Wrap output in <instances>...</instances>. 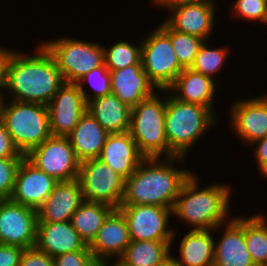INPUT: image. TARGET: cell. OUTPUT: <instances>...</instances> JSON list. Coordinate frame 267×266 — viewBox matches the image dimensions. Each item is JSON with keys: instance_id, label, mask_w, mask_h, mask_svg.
Returning <instances> with one entry per match:
<instances>
[{"instance_id": "cell-32", "label": "cell", "mask_w": 267, "mask_h": 266, "mask_svg": "<svg viewBox=\"0 0 267 266\" xmlns=\"http://www.w3.org/2000/svg\"><path fill=\"white\" fill-rule=\"evenodd\" d=\"M158 26L170 37L173 51L180 65L183 68H190L204 40L187 33L173 30L164 21Z\"/></svg>"}, {"instance_id": "cell-38", "label": "cell", "mask_w": 267, "mask_h": 266, "mask_svg": "<svg viewBox=\"0 0 267 266\" xmlns=\"http://www.w3.org/2000/svg\"><path fill=\"white\" fill-rule=\"evenodd\" d=\"M25 155L15 147L11 135L0 119V158H24Z\"/></svg>"}, {"instance_id": "cell-36", "label": "cell", "mask_w": 267, "mask_h": 266, "mask_svg": "<svg viewBox=\"0 0 267 266\" xmlns=\"http://www.w3.org/2000/svg\"><path fill=\"white\" fill-rule=\"evenodd\" d=\"M54 262L55 266H99L88 245L83 250L57 255Z\"/></svg>"}, {"instance_id": "cell-24", "label": "cell", "mask_w": 267, "mask_h": 266, "mask_svg": "<svg viewBox=\"0 0 267 266\" xmlns=\"http://www.w3.org/2000/svg\"><path fill=\"white\" fill-rule=\"evenodd\" d=\"M109 133L86 111L67 136L80 162L98 158Z\"/></svg>"}, {"instance_id": "cell-40", "label": "cell", "mask_w": 267, "mask_h": 266, "mask_svg": "<svg viewBox=\"0 0 267 266\" xmlns=\"http://www.w3.org/2000/svg\"><path fill=\"white\" fill-rule=\"evenodd\" d=\"M254 146L252 152L255 159L256 169L260 171L267 164V136L253 142Z\"/></svg>"}, {"instance_id": "cell-7", "label": "cell", "mask_w": 267, "mask_h": 266, "mask_svg": "<svg viewBox=\"0 0 267 266\" xmlns=\"http://www.w3.org/2000/svg\"><path fill=\"white\" fill-rule=\"evenodd\" d=\"M56 61L65 83H76L85 74L104 64V48L100 43L59 36L42 40Z\"/></svg>"}, {"instance_id": "cell-6", "label": "cell", "mask_w": 267, "mask_h": 266, "mask_svg": "<svg viewBox=\"0 0 267 266\" xmlns=\"http://www.w3.org/2000/svg\"><path fill=\"white\" fill-rule=\"evenodd\" d=\"M165 112L166 90H158L131 108L129 133L145 158L175 156L168 147Z\"/></svg>"}, {"instance_id": "cell-25", "label": "cell", "mask_w": 267, "mask_h": 266, "mask_svg": "<svg viewBox=\"0 0 267 266\" xmlns=\"http://www.w3.org/2000/svg\"><path fill=\"white\" fill-rule=\"evenodd\" d=\"M214 231L189 230L180 239L179 252L171 256L182 266H213L214 264Z\"/></svg>"}, {"instance_id": "cell-44", "label": "cell", "mask_w": 267, "mask_h": 266, "mask_svg": "<svg viewBox=\"0 0 267 266\" xmlns=\"http://www.w3.org/2000/svg\"><path fill=\"white\" fill-rule=\"evenodd\" d=\"M161 266H182L172 256H170Z\"/></svg>"}, {"instance_id": "cell-27", "label": "cell", "mask_w": 267, "mask_h": 266, "mask_svg": "<svg viewBox=\"0 0 267 266\" xmlns=\"http://www.w3.org/2000/svg\"><path fill=\"white\" fill-rule=\"evenodd\" d=\"M171 244L172 241H131L120 258L132 266H161L174 253Z\"/></svg>"}, {"instance_id": "cell-16", "label": "cell", "mask_w": 267, "mask_h": 266, "mask_svg": "<svg viewBox=\"0 0 267 266\" xmlns=\"http://www.w3.org/2000/svg\"><path fill=\"white\" fill-rule=\"evenodd\" d=\"M213 231L218 234L223 231L221 237L217 238L214 234L213 266H255L244 238V215H234L228 222L220 224Z\"/></svg>"}, {"instance_id": "cell-41", "label": "cell", "mask_w": 267, "mask_h": 266, "mask_svg": "<svg viewBox=\"0 0 267 266\" xmlns=\"http://www.w3.org/2000/svg\"><path fill=\"white\" fill-rule=\"evenodd\" d=\"M201 0H152V4L156 7L164 8L163 10H171L172 8L183 5V4H190V3H195Z\"/></svg>"}, {"instance_id": "cell-8", "label": "cell", "mask_w": 267, "mask_h": 266, "mask_svg": "<svg viewBox=\"0 0 267 266\" xmlns=\"http://www.w3.org/2000/svg\"><path fill=\"white\" fill-rule=\"evenodd\" d=\"M141 62L148 79L158 90H167L184 69L173 51L170 37L159 27L140 39Z\"/></svg>"}, {"instance_id": "cell-35", "label": "cell", "mask_w": 267, "mask_h": 266, "mask_svg": "<svg viewBox=\"0 0 267 266\" xmlns=\"http://www.w3.org/2000/svg\"><path fill=\"white\" fill-rule=\"evenodd\" d=\"M23 158H0V200L10 199L15 177Z\"/></svg>"}, {"instance_id": "cell-29", "label": "cell", "mask_w": 267, "mask_h": 266, "mask_svg": "<svg viewBox=\"0 0 267 266\" xmlns=\"http://www.w3.org/2000/svg\"><path fill=\"white\" fill-rule=\"evenodd\" d=\"M244 238L246 247L255 266L267 262V216L256 212L244 216Z\"/></svg>"}, {"instance_id": "cell-43", "label": "cell", "mask_w": 267, "mask_h": 266, "mask_svg": "<svg viewBox=\"0 0 267 266\" xmlns=\"http://www.w3.org/2000/svg\"><path fill=\"white\" fill-rule=\"evenodd\" d=\"M99 266H132V265L126 263L121 258H115V259L108 260L104 263H101Z\"/></svg>"}, {"instance_id": "cell-45", "label": "cell", "mask_w": 267, "mask_h": 266, "mask_svg": "<svg viewBox=\"0 0 267 266\" xmlns=\"http://www.w3.org/2000/svg\"><path fill=\"white\" fill-rule=\"evenodd\" d=\"M263 178H267V164L258 172Z\"/></svg>"}, {"instance_id": "cell-20", "label": "cell", "mask_w": 267, "mask_h": 266, "mask_svg": "<svg viewBox=\"0 0 267 266\" xmlns=\"http://www.w3.org/2000/svg\"><path fill=\"white\" fill-rule=\"evenodd\" d=\"M98 158L126 180L145 156L139 151L129 131H126L109 133Z\"/></svg>"}, {"instance_id": "cell-9", "label": "cell", "mask_w": 267, "mask_h": 266, "mask_svg": "<svg viewBox=\"0 0 267 266\" xmlns=\"http://www.w3.org/2000/svg\"><path fill=\"white\" fill-rule=\"evenodd\" d=\"M84 201L103 203L118 209L125 193V179L99 158L80 163L77 179Z\"/></svg>"}, {"instance_id": "cell-30", "label": "cell", "mask_w": 267, "mask_h": 266, "mask_svg": "<svg viewBox=\"0 0 267 266\" xmlns=\"http://www.w3.org/2000/svg\"><path fill=\"white\" fill-rule=\"evenodd\" d=\"M210 40H206L200 46L198 53L195 57L193 65L190 67L193 71L201 73L207 77L212 78L219 83V71L222 72V67L226 63L231 50L227 46L211 47ZM218 74V76H217Z\"/></svg>"}, {"instance_id": "cell-17", "label": "cell", "mask_w": 267, "mask_h": 266, "mask_svg": "<svg viewBox=\"0 0 267 266\" xmlns=\"http://www.w3.org/2000/svg\"><path fill=\"white\" fill-rule=\"evenodd\" d=\"M57 183L54 177L39 170L24 157L18 167L10 199L37 210L52 193Z\"/></svg>"}, {"instance_id": "cell-5", "label": "cell", "mask_w": 267, "mask_h": 266, "mask_svg": "<svg viewBox=\"0 0 267 266\" xmlns=\"http://www.w3.org/2000/svg\"><path fill=\"white\" fill-rule=\"evenodd\" d=\"M0 119L15 147L25 156L52 136L44 104L1 99Z\"/></svg>"}, {"instance_id": "cell-22", "label": "cell", "mask_w": 267, "mask_h": 266, "mask_svg": "<svg viewBox=\"0 0 267 266\" xmlns=\"http://www.w3.org/2000/svg\"><path fill=\"white\" fill-rule=\"evenodd\" d=\"M110 75L111 93L131 108L158 91L148 79L142 64L110 71Z\"/></svg>"}, {"instance_id": "cell-15", "label": "cell", "mask_w": 267, "mask_h": 266, "mask_svg": "<svg viewBox=\"0 0 267 266\" xmlns=\"http://www.w3.org/2000/svg\"><path fill=\"white\" fill-rule=\"evenodd\" d=\"M217 5L216 0H201L195 3L179 5L169 11L166 10L167 15H171L167 16L164 22L173 30L187 33L206 41L213 38L212 32H214Z\"/></svg>"}, {"instance_id": "cell-14", "label": "cell", "mask_w": 267, "mask_h": 266, "mask_svg": "<svg viewBox=\"0 0 267 266\" xmlns=\"http://www.w3.org/2000/svg\"><path fill=\"white\" fill-rule=\"evenodd\" d=\"M88 103L75 83H64L47 104L52 136L67 137L87 111Z\"/></svg>"}, {"instance_id": "cell-34", "label": "cell", "mask_w": 267, "mask_h": 266, "mask_svg": "<svg viewBox=\"0 0 267 266\" xmlns=\"http://www.w3.org/2000/svg\"><path fill=\"white\" fill-rule=\"evenodd\" d=\"M234 3V4H233ZM232 17L242 21L259 22L266 25L267 3L265 0H233L230 8Z\"/></svg>"}, {"instance_id": "cell-1", "label": "cell", "mask_w": 267, "mask_h": 266, "mask_svg": "<svg viewBox=\"0 0 267 266\" xmlns=\"http://www.w3.org/2000/svg\"><path fill=\"white\" fill-rule=\"evenodd\" d=\"M35 49L30 55L11 49L5 64L2 99L47 105L64 85L51 53L41 42Z\"/></svg>"}, {"instance_id": "cell-11", "label": "cell", "mask_w": 267, "mask_h": 266, "mask_svg": "<svg viewBox=\"0 0 267 266\" xmlns=\"http://www.w3.org/2000/svg\"><path fill=\"white\" fill-rule=\"evenodd\" d=\"M25 157L58 182L78 179L81 162L68 137L50 136Z\"/></svg>"}, {"instance_id": "cell-23", "label": "cell", "mask_w": 267, "mask_h": 266, "mask_svg": "<svg viewBox=\"0 0 267 266\" xmlns=\"http://www.w3.org/2000/svg\"><path fill=\"white\" fill-rule=\"evenodd\" d=\"M86 246L70 221L37 223L35 247L50 257L83 250Z\"/></svg>"}, {"instance_id": "cell-4", "label": "cell", "mask_w": 267, "mask_h": 266, "mask_svg": "<svg viewBox=\"0 0 267 266\" xmlns=\"http://www.w3.org/2000/svg\"><path fill=\"white\" fill-rule=\"evenodd\" d=\"M217 121L212 110L180 101L166 90L165 131L168 147L175 156L188 158L189 150L219 123Z\"/></svg>"}, {"instance_id": "cell-37", "label": "cell", "mask_w": 267, "mask_h": 266, "mask_svg": "<svg viewBox=\"0 0 267 266\" xmlns=\"http://www.w3.org/2000/svg\"><path fill=\"white\" fill-rule=\"evenodd\" d=\"M20 266H55V262L47 253L32 247L24 250Z\"/></svg>"}, {"instance_id": "cell-21", "label": "cell", "mask_w": 267, "mask_h": 266, "mask_svg": "<svg viewBox=\"0 0 267 266\" xmlns=\"http://www.w3.org/2000/svg\"><path fill=\"white\" fill-rule=\"evenodd\" d=\"M218 86L212 78L191 68H184L167 90L180 101L202 105L215 113L214 98Z\"/></svg>"}, {"instance_id": "cell-10", "label": "cell", "mask_w": 267, "mask_h": 266, "mask_svg": "<svg viewBox=\"0 0 267 266\" xmlns=\"http://www.w3.org/2000/svg\"><path fill=\"white\" fill-rule=\"evenodd\" d=\"M118 210L127 221L131 241H172L177 230L170 224L172 209L155 205H127ZM172 227V228H171Z\"/></svg>"}, {"instance_id": "cell-31", "label": "cell", "mask_w": 267, "mask_h": 266, "mask_svg": "<svg viewBox=\"0 0 267 266\" xmlns=\"http://www.w3.org/2000/svg\"><path fill=\"white\" fill-rule=\"evenodd\" d=\"M137 44L129 40H117L114 45L104 48V64L109 71L126 68L134 64H142L141 48L142 41ZM135 44V45H133Z\"/></svg>"}, {"instance_id": "cell-39", "label": "cell", "mask_w": 267, "mask_h": 266, "mask_svg": "<svg viewBox=\"0 0 267 266\" xmlns=\"http://www.w3.org/2000/svg\"><path fill=\"white\" fill-rule=\"evenodd\" d=\"M25 248L0 243V266H20Z\"/></svg>"}, {"instance_id": "cell-12", "label": "cell", "mask_w": 267, "mask_h": 266, "mask_svg": "<svg viewBox=\"0 0 267 266\" xmlns=\"http://www.w3.org/2000/svg\"><path fill=\"white\" fill-rule=\"evenodd\" d=\"M233 101L228 108L229 127L237 140L250 147L256 140L267 136V94Z\"/></svg>"}, {"instance_id": "cell-2", "label": "cell", "mask_w": 267, "mask_h": 266, "mask_svg": "<svg viewBox=\"0 0 267 266\" xmlns=\"http://www.w3.org/2000/svg\"><path fill=\"white\" fill-rule=\"evenodd\" d=\"M186 160L179 156L145 158L125 180L121 206L155 205L173 209L182 185L194 172L186 168Z\"/></svg>"}, {"instance_id": "cell-33", "label": "cell", "mask_w": 267, "mask_h": 266, "mask_svg": "<svg viewBox=\"0 0 267 266\" xmlns=\"http://www.w3.org/2000/svg\"><path fill=\"white\" fill-rule=\"evenodd\" d=\"M75 84L78 86L88 103L92 99L111 93L110 71L106 68L105 64H103L102 66L96 67L85 74ZM88 85L91 87L90 93L88 92Z\"/></svg>"}, {"instance_id": "cell-13", "label": "cell", "mask_w": 267, "mask_h": 266, "mask_svg": "<svg viewBox=\"0 0 267 266\" xmlns=\"http://www.w3.org/2000/svg\"><path fill=\"white\" fill-rule=\"evenodd\" d=\"M37 210L11 199L0 200V243L32 248L36 244Z\"/></svg>"}, {"instance_id": "cell-18", "label": "cell", "mask_w": 267, "mask_h": 266, "mask_svg": "<svg viewBox=\"0 0 267 266\" xmlns=\"http://www.w3.org/2000/svg\"><path fill=\"white\" fill-rule=\"evenodd\" d=\"M130 242L127 221L118 209H114L104 220L89 249L100 265L108 260L120 258Z\"/></svg>"}, {"instance_id": "cell-19", "label": "cell", "mask_w": 267, "mask_h": 266, "mask_svg": "<svg viewBox=\"0 0 267 266\" xmlns=\"http://www.w3.org/2000/svg\"><path fill=\"white\" fill-rule=\"evenodd\" d=\"M84 202L81 185L77 179L58 182L45 202L37 209V223L70 221Z\"/></svg>"}, {"instance_id": "cell-26", "label": "cell", "mask_w": 267, "mask_h": 266, "mask_svg": "<svg viewBox=\"0 0 267 266\" xmlns=\"http://www.w3.org/2000/svg\"><path fill=\"white\" fill-rule=\"evenodd\" d=\"M87 111L108 133L129 131L131 107L113 93L89 101Z\"/></svg>"}, {"instance_id": "cell-28", "label": "cell", "mask_w": 267, "mask_h": 266, "mask_svg": "<svg viewBox=\"0 0 267 266\" xmlns=\"http://www.w3.org/2000/svg\"><path fill=\"white\" fill-rule=\"evenodd\" d=\"M113 210V207L103 203L84 201L72 215L70 222L81 239L89 246L104 220Z\"/></svg>"}, {"instance_id": "cell-3", "label": "cell", "mask_w": 267, "mask_h": 266, "mask_svg": "<svg viewBox=\"0 0 267 266\" xmlns=\"http://www.w3.org/2000/svg\"><path fill=\"white\" fill-rule=\"evenodd\" d=\"M199 179L193 172L182 185L172 216L189 226L188 230L214 229L231 219L233 190L231 185L219 182L200 188Z\"/></svg>"}, {"instance_id": "cell-42", "label": "cell", "mask_w": 267, "mask_h": 266, "mask_svg": "<svg viewBox=\"0 0 267 266\" xmlns=\"http://www.w3.org/2000/svg\"><path fill=\"white\" fill-rule=\"evenodd\" d=\"M10 51L9 48L0 47V96L3 95L2 91H4L5 64Z\"/></svg>"}]
</instances>
